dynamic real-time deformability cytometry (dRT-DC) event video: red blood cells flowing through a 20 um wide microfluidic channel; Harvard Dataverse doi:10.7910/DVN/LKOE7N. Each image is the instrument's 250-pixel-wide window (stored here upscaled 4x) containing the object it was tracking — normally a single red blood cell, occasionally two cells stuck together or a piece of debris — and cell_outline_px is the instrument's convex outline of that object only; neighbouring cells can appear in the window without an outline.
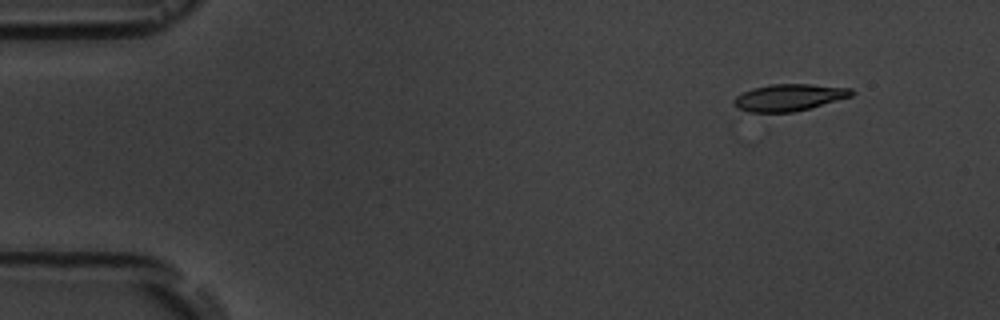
{"species": "common noctule bat (a hibernating species)", "species_latin": "Nyctalus noctula", "temperature_condition": "room temperature", "stored_images_in_passage": 6, "camera_frame_rate_fps": 3000, "um_per_image_px": 0.085, "animal": {"sex": "male", "body_mass_g": 19.5, "forearm_length_mm": 54.6}, "frame": {"image": 1, "passage_image": 2, "time_ms": 1.333, "image_size_px": [1000, 320], "cell_outline_px": [[856, 92], [852, 96], [808, 108], [792, 112], [748, 112], [732, 104], [732, 100], [736, 96], [752, 88], [768, 84], [812, 84], [852, 88]], "centroid_in_image_um": [67.07, 8.27], "position_along_channel_um": 17.9, "area_um2": 18.38}}
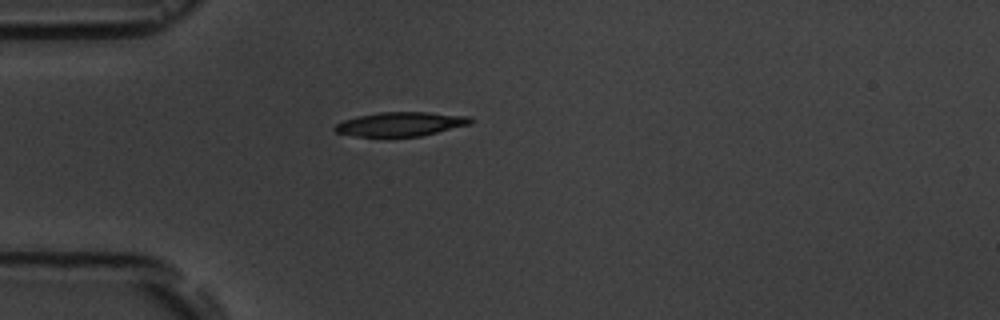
{"frame": {"image": 2, "passage_image": 5, "time_ms": 4.667, "image_size_px": [1000, 320], "cell_outline_px": [[472, 124], [420, 136], [356, 136], [336, 132], [332, 128], [336, 124], [344, 120], [360, 116], [380, 112], [428, 112], [468, 116], [472, 120]], "centroid_in_image_um": [34.07, 10.54], "position_along_channel_um": 50.9, "area_um2": 18.84}}